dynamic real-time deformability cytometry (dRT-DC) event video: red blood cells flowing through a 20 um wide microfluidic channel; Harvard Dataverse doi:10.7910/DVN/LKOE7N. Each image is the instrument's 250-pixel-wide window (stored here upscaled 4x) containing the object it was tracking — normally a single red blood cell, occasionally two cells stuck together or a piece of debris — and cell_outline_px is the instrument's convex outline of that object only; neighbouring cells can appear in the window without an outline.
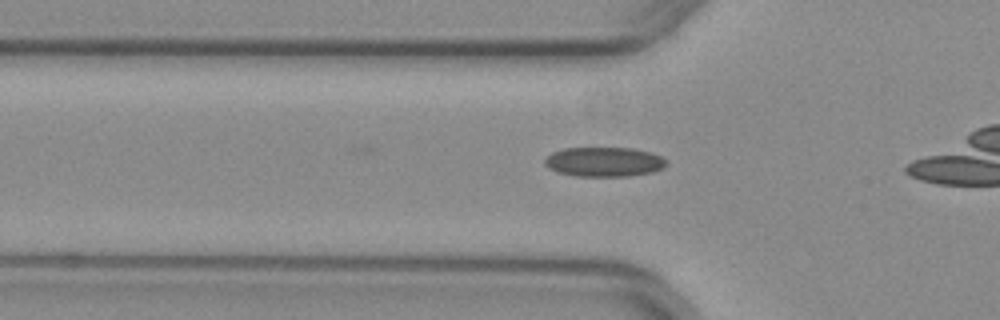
{"species": "common noctule bat (a hibernating species)", "species_latin": "Nyctalus noctula", "temperature_condition": "warm", "stored_images_in_passage": 13, "camera_frame_rate_fps": 3000, "um_per_image_px": 0.085, "animal": {"sex": "female", "body_mass_g": 29.2, "forearm_length_mm": 56.3}, "frame": {"image": 1, "passage_image": 4, "time_ms": 1.0, "image_size_px": [1000, 320], "cell_outline_px": [[668, 164], [664, 168], [652, 172], [628, 176], [576, 176], [556, 172], [548, 168], [544, 164], [544, 160], [552, 152], [564, 148], [632, 148], [652, 152], [668, 160]], "centroid_in_image_um": [51.37, 13.76], "position_along_channel_um": 74.4, "area_um2": 21.15}}
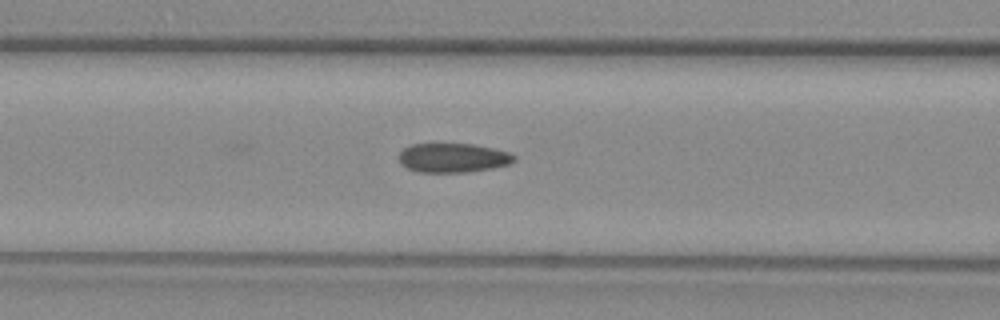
{"frame": {"image": 2, "passage_image": 8, "time_ms": 2.333, "image_size_px": [1000, 320], "cell_outline_px": [[516, 160], [508, 164], [492, 168], [468, 172], [420, 172], [408, 168], [400, 164], [400, 152], [404, 148], [412, 144], [472, 144], [492, 148], [508, 152], [516, 156]], "centroid_in_image_um": [38.51, 13.42], "position_along_channel_um": 128.1, "area_um2": 19.48}}
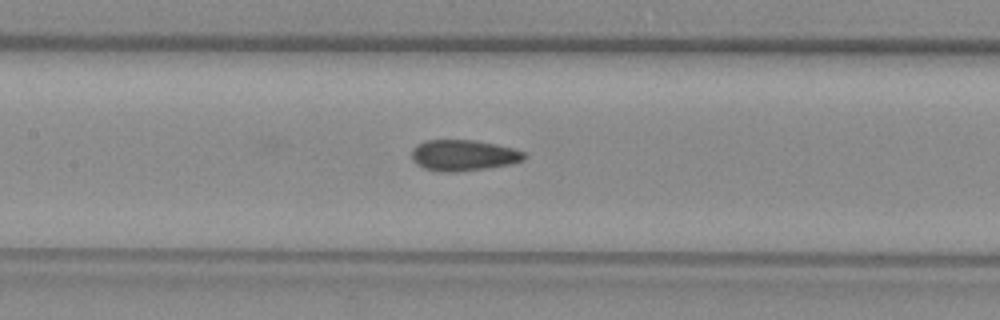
{"frame": {"image": 3, "passage_image": 11, "time_ms": 3.333, "image_size_px": [1000, 320], "cell_outline_px": [[528, 156], [524, 160], [512, 164], [488, 168], [456, 172], [436, 172], [424, 168], [416, 164], [412, 160], [412, 148], [416, 144], [424, 140], [476, 140], [496, 144], [512, 148], [524, 152]], "centroid_in_image_um": [39.38, 13.21], "position_along_channel_um": 168.0, "area_um2": 20.69}}